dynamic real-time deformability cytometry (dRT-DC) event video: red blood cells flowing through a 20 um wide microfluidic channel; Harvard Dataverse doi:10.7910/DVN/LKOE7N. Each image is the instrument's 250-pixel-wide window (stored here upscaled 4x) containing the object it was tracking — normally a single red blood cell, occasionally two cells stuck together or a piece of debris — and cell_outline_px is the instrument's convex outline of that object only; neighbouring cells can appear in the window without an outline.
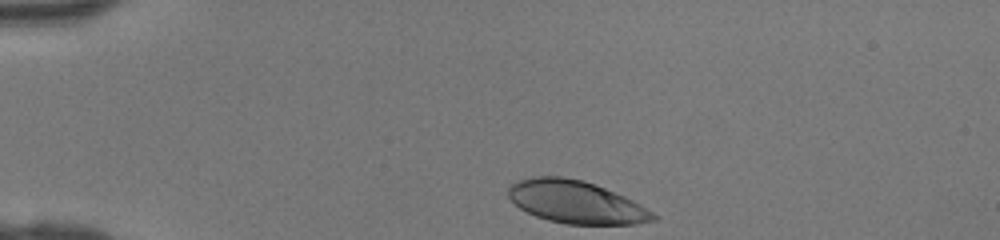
{"species": "human", "species_latin": "Homo sapiens", "temperature_condition": "room temperature", "stored_images_in_passage": 31, "camera_frame_rate_fps": 3000, "um_per_image_px": 0.085, "donor": {"sex": "female"}, "frame": {"image": 1, "passage_image": 1, "time_ms": 0.0, "image_size_px": [1000, 240], "cell_outline_px": [[660, 216], [656, 220], [636, 224], [564, 224], [548, 220], [536, 216], [520, 208], [508, 196], [508, 188], [512, 184], [520, 180], [536, 176], [564, 176], [584, 180], [624, 196], [640, 204]], "centroid_in_image_um": [48.99, 17.18], "position_along_channel_um": 36.0, "area_um2": 35.89}}
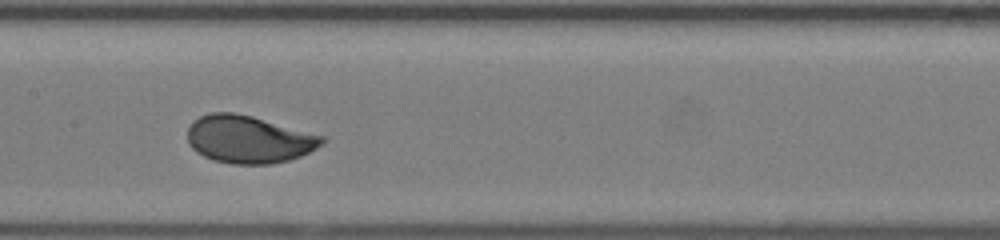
{"frame": {"image": 2, "passage_image": 15, "time_ms": 4.667, "image_size_px": [1000, 240], "cell_outline_px": [[328, 140], [324, 144], [300, 156], [288, 160], [272, 164], [232, 164], [212, 160], [196, 152], [188, 144], [188, 128], [192, 120], [200, 116], [212, 112], [232, 112], [252, 116], [324, 136]], "centroid_in_image_um": [21.13, 11.84], "position_along_channel_um": 186.3, "area_um2": 37.45}}
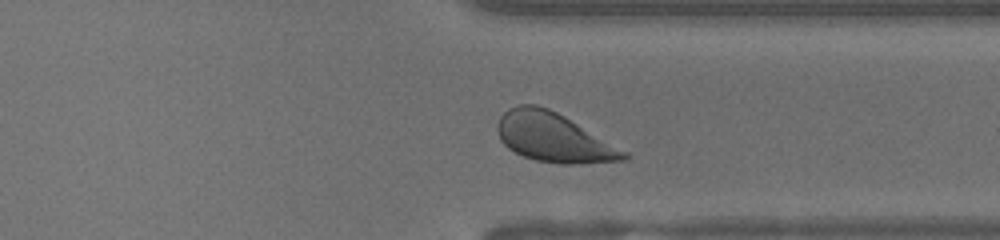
{"frame": {"image": 3, "passage_image": 27, "time_ms": 8.667, "image_size_px": [1000, 240], "cell_outline_px": [[628, 156], [624, 160], [580, 164], [560, 164], [536, 160], [524, 156], [508, 148], [500, 140], [496, 128], [496, 124], [500, 116], [508, 108], [520, 104], [536, 104], [548, 108], [564, 116], [628, 152]], "centroid_in_image_um": [47.02, 11.68], "position_along_channel_um": 364.4, "area_um2": 36.07}}